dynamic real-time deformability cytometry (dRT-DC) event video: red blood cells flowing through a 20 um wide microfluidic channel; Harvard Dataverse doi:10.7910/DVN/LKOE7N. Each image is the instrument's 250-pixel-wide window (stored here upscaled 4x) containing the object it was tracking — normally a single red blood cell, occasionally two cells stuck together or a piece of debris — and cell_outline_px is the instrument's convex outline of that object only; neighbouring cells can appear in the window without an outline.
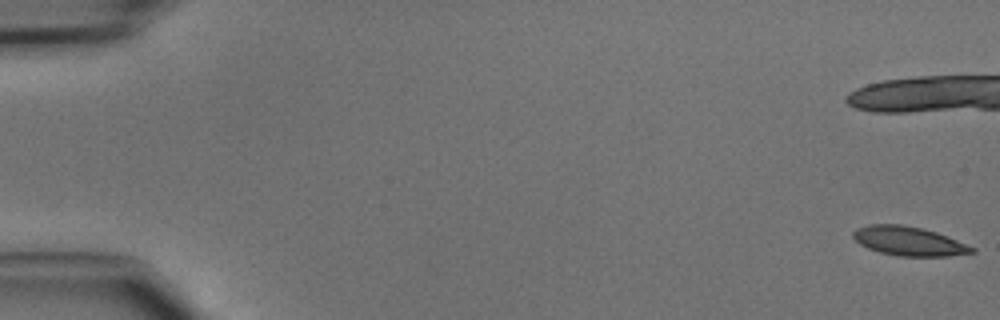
{"species": "common noctule bat (a hibernating species)", "species_latin": "Nyctalus noctula", "temperature_condition": "cold", "stored_images_in_passage": 18, "camera_frame_rate_fps": 3000, "um_per_image_px": 0.085, "animal": {"sex": "male", "body_mass_g": 15.6}, "frame": {"image": 1, "passage_image": 1, "time_ms": 0.0, "image_size_px": [1000, 320], "cell_outline_px": [[976, 252], [948, 256], [900, 256], [880, 252], [868, 248], [860, 244], [852, 236], [852, 232], [856, 228], [868, 224], [900, 224], [924, 228], [936, 232], [976, 248]], "centroid_in_image_um": [77.23, 20.48], "position_along_channel_um": 7.8, "area_um2": 20.11}}